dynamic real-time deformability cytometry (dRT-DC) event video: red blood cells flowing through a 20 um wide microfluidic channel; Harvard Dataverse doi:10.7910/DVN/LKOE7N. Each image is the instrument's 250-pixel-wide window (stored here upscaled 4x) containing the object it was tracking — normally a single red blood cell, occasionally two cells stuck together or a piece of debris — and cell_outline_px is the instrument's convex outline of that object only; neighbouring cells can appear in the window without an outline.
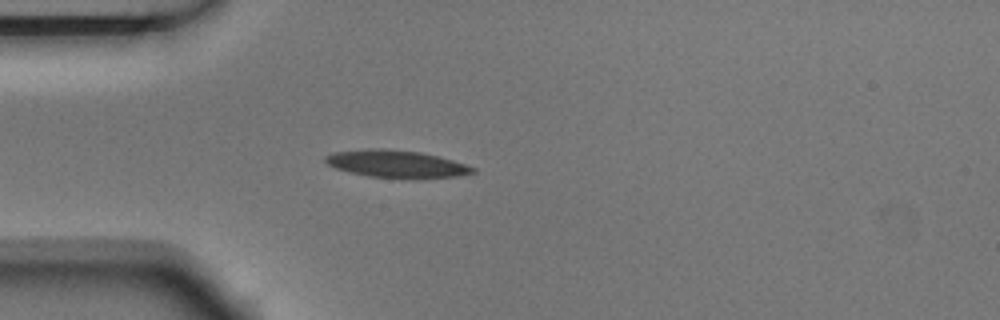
{"species": "Egyptian fruit bat (a non-hibernating species)", "species_latin": "Rousettus aegyptiacus", "temperature_condition": "room temperature", "stored_images_in_passage": 5, "camera_frame_rate_fps": 3000, "um_per_image_px": 0.085, "animal": {"sex": "male"}, "frame": {"image": 1, "passage_image": 5, "time_ms": 1.333, "image_size_px": [1000, 320], "cell_outline_px": [[476, 172], [456, 176], [412, 180], [408, 180], [368, 176], [336, 168], [328, 164], [324, 160], [324, 156], [332, 152], [368, 148], [384, 148], [420, 152], [440, 156], [476, 168]], "centroid_in_image_um": [33.7, 13.94], "position_along_channel_um": 51.3, "area_um2": 23.99}}